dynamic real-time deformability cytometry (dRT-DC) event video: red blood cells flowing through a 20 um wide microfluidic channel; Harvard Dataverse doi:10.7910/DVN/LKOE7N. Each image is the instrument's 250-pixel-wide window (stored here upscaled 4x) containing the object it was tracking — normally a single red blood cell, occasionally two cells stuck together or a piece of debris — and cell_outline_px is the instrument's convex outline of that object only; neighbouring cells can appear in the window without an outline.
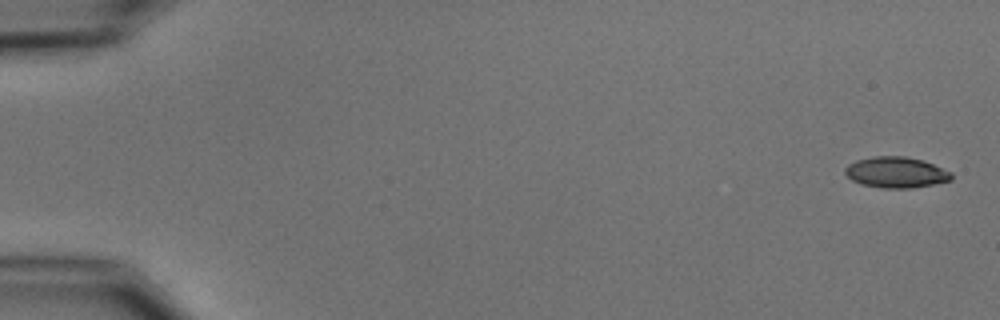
{"species": "common noctule bat (a hibernating species)", "species_latin": "Nyctalus noctula", "temperature_condition": "cold", "stored_images_in_passage": 6, "camera_frame_rate_fps": 3000, "um_per_image_px": 0.085, "animal": {"sex": "male", "body_mass_g": 15.6}, "frame": {"image": 1, "passage_image": 1, "time_ms": 0.0, "image_size_px": [1000, 320], "cell_outline_px": [[952, 180], [932, 184], [908, 188], [884, 188], [864, 184], [852, 180], [844, 172], [844, 168], [848, 164], [856, 160], [872, 156], [904, 156], [924, 160], [952, 172]], "centroid_in_image_um": [76.17, 14.63], "position_along_channel_um": 8.8, "area_um2": 19.07}}
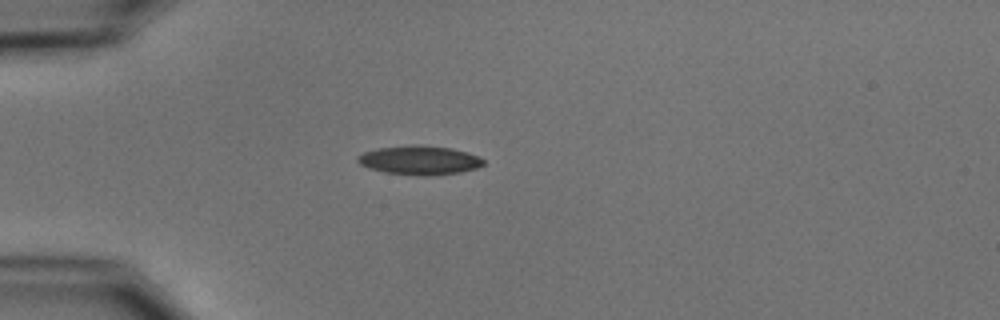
{"frame": {"image": 2, "passage_image": 5, "time_ms": 4.667, "image_size_px": [1000, 320], "cell_outline_px": [[484, 164], [476, 168], [460, 172], [432, 176], [420, 176], [384, 172], [360, 164], [356, 160], [356, 156], [364, 152], [376, 148], [420, 144], [452, 148], [468, 152], [480, 156], [484, 160]], "centroid_in_image_um": [35.68, 13.61], "position_along_channel_um": 49.3, "area_um2": 21.44}}